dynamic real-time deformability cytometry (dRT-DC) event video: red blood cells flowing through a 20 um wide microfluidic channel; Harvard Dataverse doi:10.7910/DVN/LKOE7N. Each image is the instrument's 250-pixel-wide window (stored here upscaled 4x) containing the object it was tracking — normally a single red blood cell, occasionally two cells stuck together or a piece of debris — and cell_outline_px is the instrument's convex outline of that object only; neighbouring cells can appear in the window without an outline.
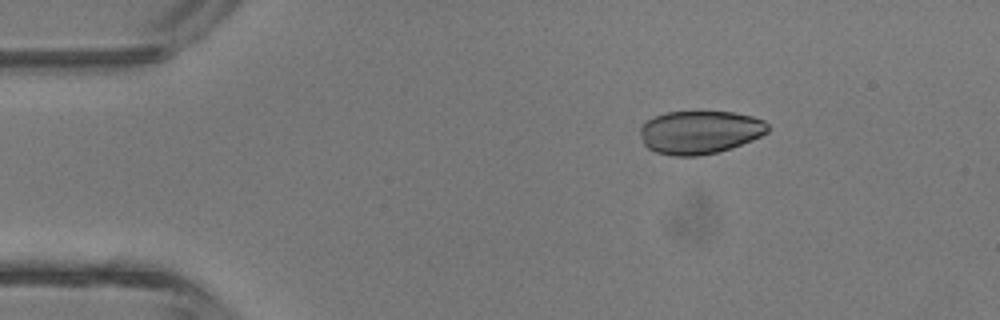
{"species": "common noctule bat (a hibernating species)", "species_latin": "Nyctalus noctula", "temperature_condition": "room temperature", "stored_images_in_passage": 4, "camera_frame_rate_fps": 3000, "um_per_image_px": 0.085, "animal": {"sex": "male", "body_mass_g": 13.3}, "frame": {"image": 1, "passage_image": 1, "time_ms": 0.0, "image_size_px": [1000, 320], "cell_outline_px": [[768, 132], [752, 140], [732, 148], [700, 156], [676, 156], [656, 152], [648, 148], [644, 144], [640, 132], [640, 128], [648, 120], [656, 116], [668, 112], [700, 108], [732, 112], [752, 116], [764, 120], [768, 124]], "centroid_in_image_um": [59.51, 11.19], "position_along_channel_um": 25.5, "area_um2": 32.89}}
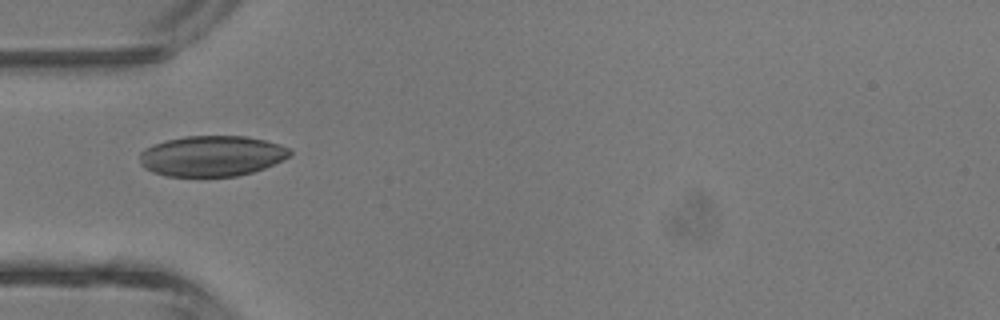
{"frame": {"image": 2, "passage_image": 3, "time_ms": 2.333, "image_size_px": [1000, 320], "cell_outline_px": [[292, 152], [284, 160], [264, 168], [252, 172], [236, 176], [168, 176], [152, 172], [144, 168], [140, 164], [140, 152], [144, 148], [152, 144], [184, 136], [244, 136], [264, 140], [280, 144], [288, 148]], "centroid_in_image_um": [17.98, 13.26], "position_along_channel_um": 67.0, "area_um2": 35.55}}
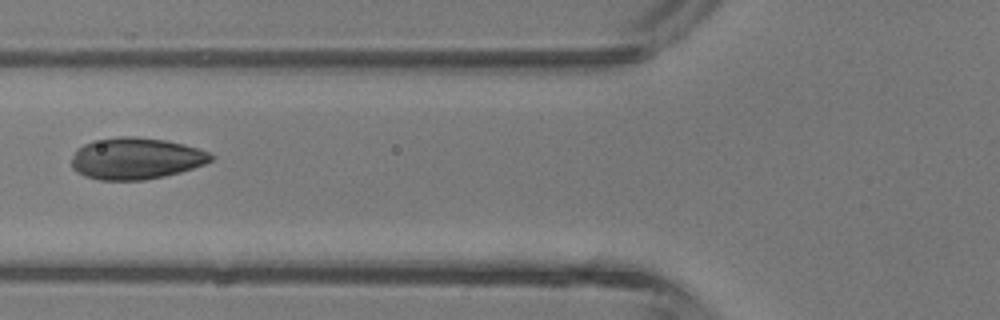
{"frame": {"image": 3, "passage_image": 4, "time_ms": 3.333, "image_size_px": [1000, 320], "cell_outline_px": [[216, 156], [212, 160], [204, 164], [180, 172], [164, 176], [144, 180], [100, 180], [84, 176], [76, 172], [72, 168], [72, 156], [76, 148], [92, 140], [120, 136], [136, 136], [164, 140], [184, 144], [208, 152]], "centroid_in_image_um": [11.52, 13.46], "position_along_channel_um": 114.3, "area_um2": 33.99}}